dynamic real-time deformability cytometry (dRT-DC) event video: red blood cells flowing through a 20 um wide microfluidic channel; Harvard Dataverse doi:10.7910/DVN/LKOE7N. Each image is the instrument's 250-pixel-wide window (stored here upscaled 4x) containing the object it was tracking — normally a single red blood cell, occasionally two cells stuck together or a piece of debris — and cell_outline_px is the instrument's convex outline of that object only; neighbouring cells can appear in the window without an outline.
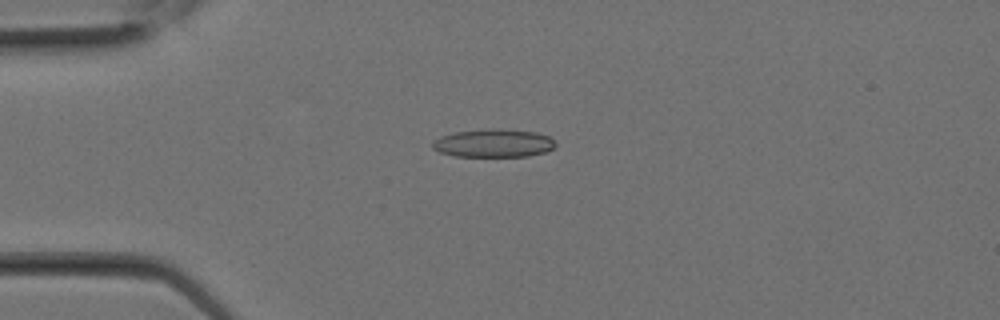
{"species": "Egyptian fruit bat (a non-hibernating species)", "species_latin": "Rousettus aegyptiacus", "temperature_condition": "room temperature", "stored_images_in_passage": 7, "camera_frame_rate_fps": 3000, "um_per_image_px": 0.085, "animal": {"sex": "female"}, "frame": {"image": 1, "passage_image": 4, "time_ms": 1.0, "image_size_px": [1000, 320], "cell_outline_px": [[556, 148], [544, 152], [528, 156], [456, 156], [440, 152], [432, 148], [432, 140], [440, 136], [456, 132], [484, 128], [496, 128], [536, 132], [548, 136], [556, 140]], "centroid_in_image_um": [41.96, 12.16], "position_along_channel_um": 43.0, "area_um2": 20.4}}
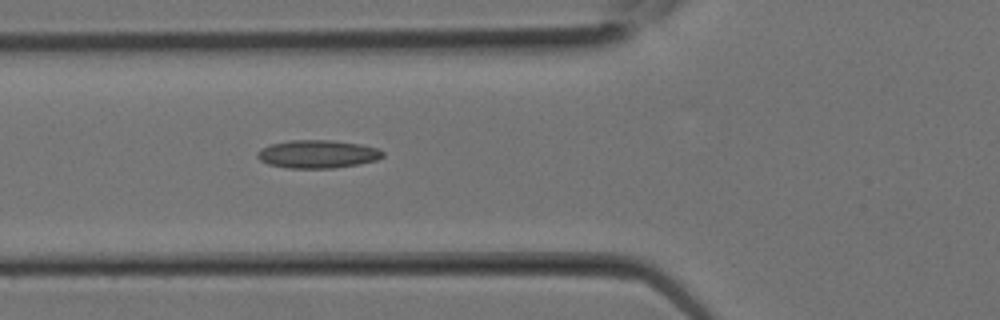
{"frame": {"image": 2, "passage_image": 7, "time_ms": 2.0, "image_size_px": [1000, 320], "cell_outline_px": [[384, 156], [376, 160], [356, 164], [332, 168], [288, 168], [268, 164], [260, 160], [256, 156], [256, 152], [260, 148], [272, 144], [292, 140], [332, 140], [360, 144], [380, 148], [384, 152]], "centroid_in_image_um": [26.99, 13.09], "position_along_channel_um": 98.8, "area_um2": 20.52}}